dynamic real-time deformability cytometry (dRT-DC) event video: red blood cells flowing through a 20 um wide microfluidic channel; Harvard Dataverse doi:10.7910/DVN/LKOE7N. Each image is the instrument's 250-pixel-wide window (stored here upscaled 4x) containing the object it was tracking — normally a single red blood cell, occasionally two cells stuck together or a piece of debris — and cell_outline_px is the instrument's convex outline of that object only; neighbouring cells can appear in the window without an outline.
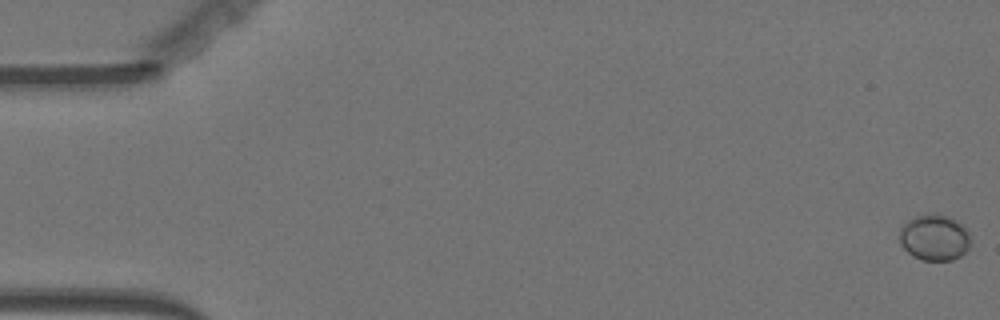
{"species": "Egyptian fruit bat (a non-hibernating species)", "species_latin": "Rousettus aegyptiacus", "temperature_condition": "warm", "stored_images_in_passage": 57, "camera_frame_rate_fps": 3000, "um_per_image_px": 0.085, "animal": {"sex": "female"}, "frame": {"image": 1, "passage_image": 1, "time_ms": 0.0, "image_size_px": [1000, 320], "cell_outline_px": [[972, 240], [968, 248], [960, 256], [952, 260], [920, 260], [912, 256], [900, 244], [900, 228], [908, 220], [916, 216], [932, 212], [936, 212], [948, 216], [956, 220], [968, 232]], "centroid_in_image_um": [79.42, 20.18], "position_along_channel_um": 5.6, "area_um2": 19.25}}
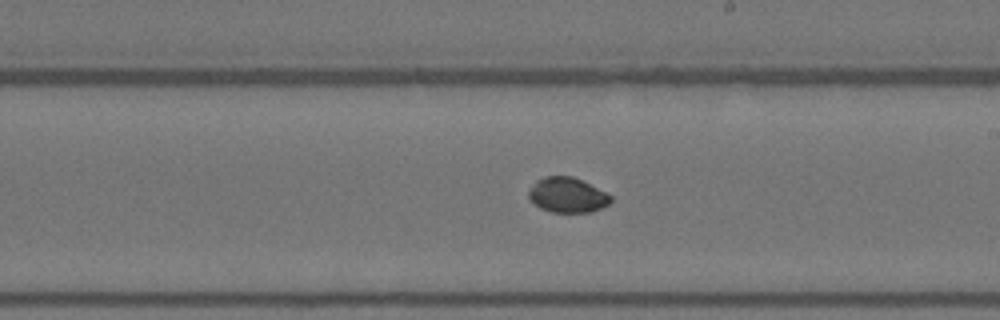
{"frame": {"image": 2, "passage_image": 33, "time_ms": 10.667, "image_size_px": [1000, 320], "cell_outline_px": [[612, 200], [608, 204], [600, 208], [588, 212], [552, 212], [540, 208], [528, 196], [528, 192], [536, 180], [544, 176], [572, 176], [608, 192], [612, 196]], "centroid_in_image_um": [48.25, 16.56], "position_along_channel_um": 240.8, "area_um2": 16.7}}
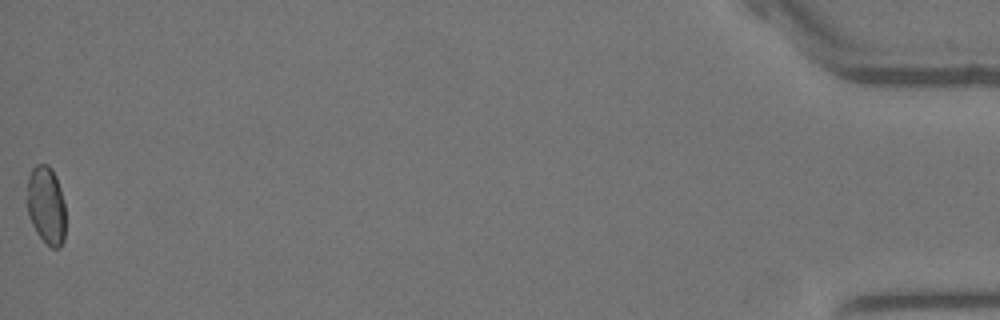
{"frame": {"image": 3, "passage_image": 57, "time_ms": 18.667, "image_size_px": [1000, 320], "cell_outline_px": [[64, 240], [60, 248], [52, 248], [36, 232], [32, 224], [28, 212], [28, 176], [32, 168], [36, 164], [48, 164], [52, 168], [56, 176], [60, 188], [64, 204]], "centroid_in_image_um": [3.93, 17.43], "position_along_channel_um": 431.3, "area_um2": 17.34}, "authors_computed_cell_mechanics": {"area_um2": 17.1666, "velocity_mm_per_s": 3.619, "shape_relaxation_time_tau1_ms": 9.3299, "shape_relaxation_time_tau2_ms": null, "deformation_change_tau1": 0.1001, "deformation_change_tau2": null}}